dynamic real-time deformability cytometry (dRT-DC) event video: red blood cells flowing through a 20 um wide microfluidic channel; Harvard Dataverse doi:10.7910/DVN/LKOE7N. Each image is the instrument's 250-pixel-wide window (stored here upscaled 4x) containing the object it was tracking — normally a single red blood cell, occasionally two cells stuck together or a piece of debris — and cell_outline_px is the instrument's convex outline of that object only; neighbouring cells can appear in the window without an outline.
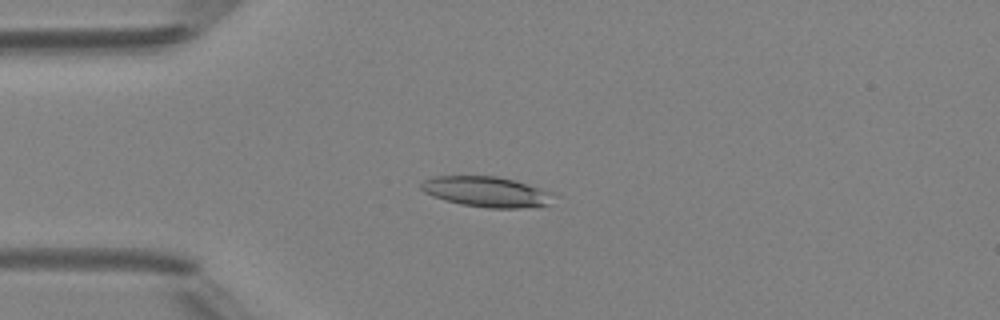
{"species": "Egyptian fruit bat (a non-hibernating species)", "species_latin": "Rousettus aegyptiacus", "temperature_condition": "room temperature", "stored_images_in_passage": 38, "camera_frame_rate_fps": 3000, "um_per_image_px": 0.085, "animal": {"sex": "female"}, "frame": {"image": 1, "passage_image": 2, "time_ms": 0.333, "image_size_px": [1000, 320], "cell_outline_px": [[552, 192], [548, 204], [520, 208], [488, 208], [460, 204], [444, 200], [432, 196], [424, 192], [420, 188], [420, 184], [424, 180], [432, 176], [496, 176], [512, 180]], "centroid_in_image_um": [41.24, 16.3], "position_along_channel_um": 43.8, "area_um2": 23.12}}
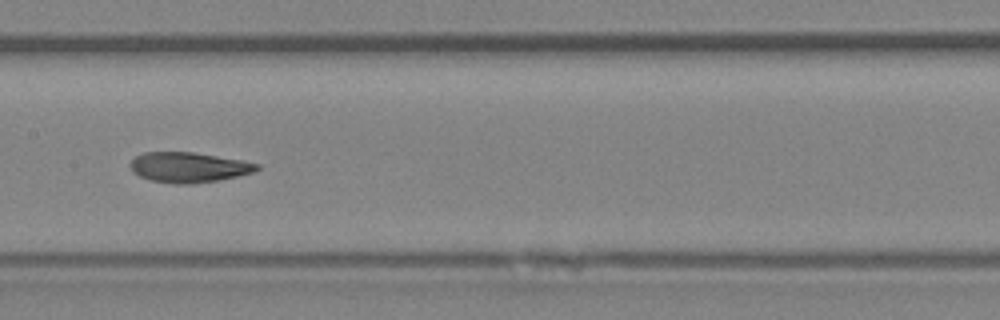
{"frame": {"image": 2, "passage_image": 14, "time_ms": 4.333, "image_size_px": [1000, 320], "cell_outline_px": [[260, 168], [252, 172], [236, 176], [216, 180], [188, 184], [176, 184], [148, 180], [132, 172], [128, 164], [136, 156], [144, 152], [192, 152], [240, 160], [260, 164]], "centroid_in_image_um": [15.97, 14.22], "position_along_channel_um": 191.4, "area_um2": 22.08}}
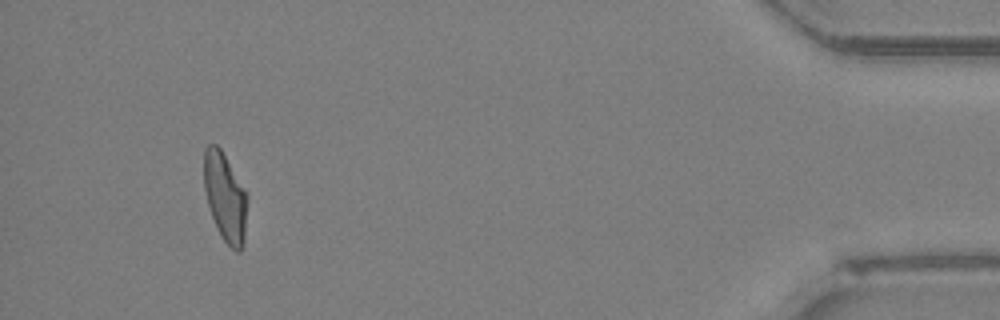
{"frame": {"image": 3, "passage_image": 35, "time_ms": 11.333, "image_size_px": [1000, 320], "cell_outline_px": [[248, 196], [244, 244], [240, 252], [236, 252], [224, 240], [216, 228], [208, 204], [204, 188], [204, 148], [208, 144], [216, 144], [220, 148], [248, 192]], "centroid_in_image_um": [19.16, 16.75], "position_along_channel_um": 416.0, "area_um2": 22.66}, "authors_computed_cell_mechanics": {"area_um2": 22.3686, "velocity_mm_per_s": 4.2194, "shape_relaxation_time_tau1_ms": null, "shape_relaxation_time_tau2_ms": 2.0508, "deformation_change_tau1": null, "deformation_change_tau2": 0.0884}}